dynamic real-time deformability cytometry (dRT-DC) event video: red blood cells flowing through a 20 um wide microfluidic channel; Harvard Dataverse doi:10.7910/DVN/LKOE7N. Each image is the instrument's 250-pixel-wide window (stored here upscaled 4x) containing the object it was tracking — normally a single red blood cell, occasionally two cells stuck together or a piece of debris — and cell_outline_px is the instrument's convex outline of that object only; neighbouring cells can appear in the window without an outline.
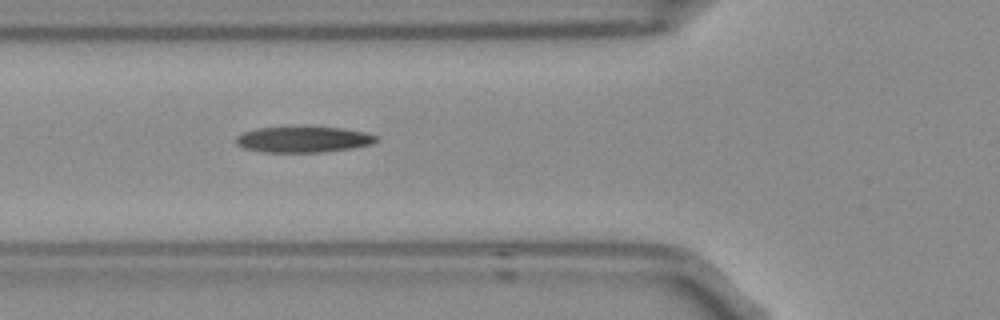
{"species": "Egyptian fruit bat (a non-hibernating species)", "species_latin": "Rousettus aegyptiacus", "temperature_condition": "room temperature", "stored_images_in_passage": 5, "camera_frame_rate_fps": 3000, "um_per_image_px": 0.085, "frame": {"image": 1, "passage_image": 5, "time_ms": 1.333, "image_size_px": [1000, 320], "cell_outline_px": [[380, 140], [372, 144], [352, 148], [324, 152], [260, 152], [244, 148], [236, 144], [236, 136], [244, 132], [256, 128], [292, 124], [344, 128], [364, 132], [380, 136]], "centroid_in_image_um": [25.79, 11.81], "position_along_channel_um": 100.0, "area_um2": 22.31}}